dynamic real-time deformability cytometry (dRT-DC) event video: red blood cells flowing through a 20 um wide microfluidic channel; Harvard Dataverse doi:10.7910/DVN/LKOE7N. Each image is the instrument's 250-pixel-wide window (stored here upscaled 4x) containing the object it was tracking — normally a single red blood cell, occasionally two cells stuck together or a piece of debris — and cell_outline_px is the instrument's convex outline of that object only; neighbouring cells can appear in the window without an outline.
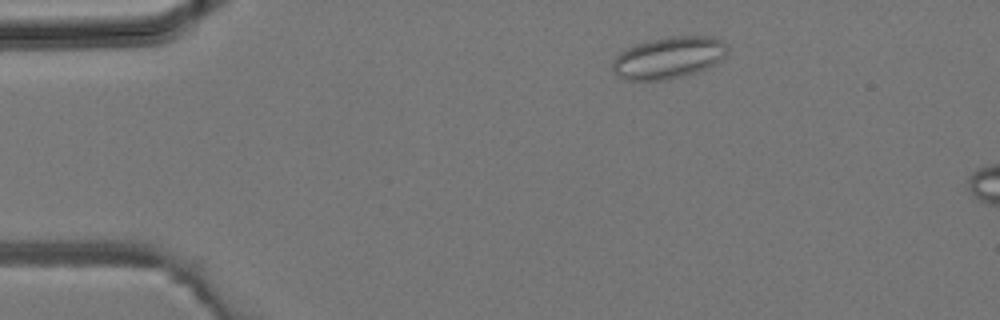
{"species": "common noctule bat (a hibernating species)", "species_latin": "Nyctalus noctula", "temperature_condition": "room temperature", "stored_images_in_passage": 4, "camera_frame_rate_fps": 3000, "um_per_image_px": 0.085, "animal": {"sex": "male", "body_mass_g": 19.2, "forearm_length_mm": 51.8}, "frame": {"image": 1, "passage_image": 2, "time_ms": 0.333, "image_size_px": [1000, 320], "cell_outline_px": [[728, 52], [720, 60], [708, 68], [696, 72], [668, 80], [624, 80], [616, 76], [612, 68], [612, 60], [620, 52], [628, 48], [648, 40], [668, 36], [712, 36], [728, 44]], "centroid_in_image_um": [56.83, 4.9], "position_along_channel_um": 28.2, "area_um2": 28.21}}